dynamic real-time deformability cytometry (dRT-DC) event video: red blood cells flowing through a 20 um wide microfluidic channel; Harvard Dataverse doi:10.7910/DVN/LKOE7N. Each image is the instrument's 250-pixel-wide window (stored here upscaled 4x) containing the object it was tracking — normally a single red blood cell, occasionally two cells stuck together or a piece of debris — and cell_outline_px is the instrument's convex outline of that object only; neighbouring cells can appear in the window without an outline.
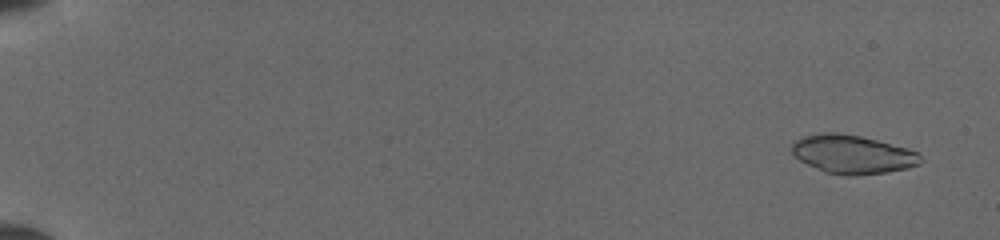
{"species": "common noctule bat (a hibernating species)", "species_latin": "Nyctalus noctula", "temperature_condition": "cold", "stored_images_in_passage": 51, "camera_frame_rate_fps": 3000, "um_per_image_px": 0.085, "animal": {"sex": "female", "body_mass_g": 19.5, "forearm_length_mm": 54.1}, "frame": {"image": 1, "passage_image": 3, "time_ms": 0.667, "image_size_px": [1000, 240], "cell_outline_px": [[924, 160], [920, 164], [904, 168], [884, 172], [856, 176], [844, 176], [824, 172], [792, 156], [792, 144], [796, 140], [804, 136], [828, 132], [836, 132], [860, 136], [908, 148], [920, 152]], "centroid_in_image_um": [72.48, 13.12], "position_along_channel_um": 12.5, "area_um2": 29.02}}